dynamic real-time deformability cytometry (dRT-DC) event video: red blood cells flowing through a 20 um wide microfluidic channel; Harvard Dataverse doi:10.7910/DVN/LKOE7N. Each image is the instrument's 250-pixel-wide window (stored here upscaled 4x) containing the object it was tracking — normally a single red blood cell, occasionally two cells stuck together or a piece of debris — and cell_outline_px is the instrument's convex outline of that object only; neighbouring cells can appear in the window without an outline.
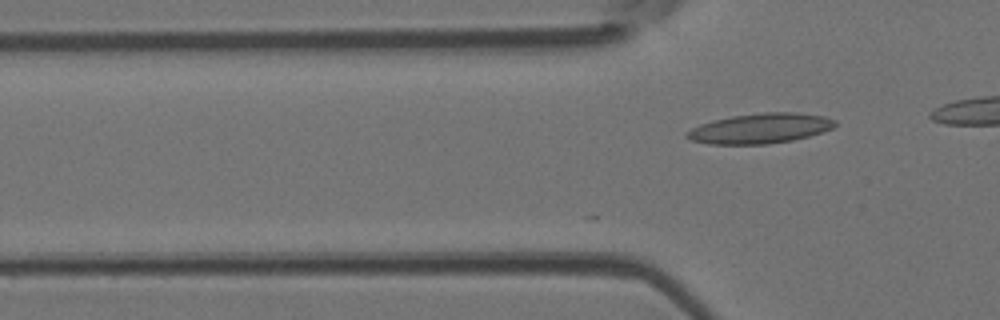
{"species": "Egyptian fruit bat (a non-hibernating species)", "species_latin": "Rousettus aegyptiacus", "temperature_condition": "room temperature", "stored_images_in_passage": 11, "camera_frame_rate_fps": 3000, "um_per_image_px": 0.085, "animal": {"sex": "female"}, "frame": {"image": 1, "passage_image": 11, "time_ms": 3.333, "image_size_px": [1000, 320], "cell_outline_px": [[836, 124], [832, 128], [808, 136], [792, 140], [768, 144], [708, 144], [692, 140], [684, 136], [684, 132], [700, 124], [712, 120], [732, 116], [764, 112], [796, 112], [824, 116], [836, 120]], "centroid_in_image_um": [64.58, 10.91], "position_along_channel_um": 61.2, "area_um2": 25.95}}